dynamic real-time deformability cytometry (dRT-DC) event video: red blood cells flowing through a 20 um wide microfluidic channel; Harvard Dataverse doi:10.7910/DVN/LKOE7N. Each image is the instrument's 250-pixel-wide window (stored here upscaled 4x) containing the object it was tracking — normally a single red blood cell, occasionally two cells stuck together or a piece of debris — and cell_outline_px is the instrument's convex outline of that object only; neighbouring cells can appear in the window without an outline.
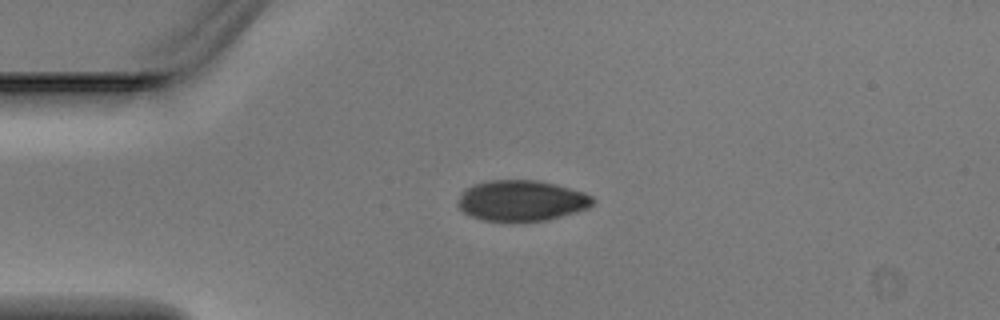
{"species": "Egyptian fruit bat (a non-hibernating species)", "species_latin": "Rousettus aegyptiacus", "temperature_condition": "warm", "stored_images_in_passage": 5, "camera_frame_rate_fps": 3000, "um_per_image_px": 0.085, "animal": {"sex": "male"}, "frame": {"image": 1, "passage_image": 4, "time_ms": 1.0, "image_size_px": [1000, 320], "cell_outline_px": [[596, 200], [588, 208], [548, 220], [484, 220], [472, 216], [464, 212], [456, 204], [460, 192], [464, 188], [472, 184], [488, 180], [536, 180], [556, 184], [584, 192], [592, 196]], "centroid_in_image_um": [44.3, 17.03], "position_along_channel_um": 40.7, "area_um2": 31.96}}